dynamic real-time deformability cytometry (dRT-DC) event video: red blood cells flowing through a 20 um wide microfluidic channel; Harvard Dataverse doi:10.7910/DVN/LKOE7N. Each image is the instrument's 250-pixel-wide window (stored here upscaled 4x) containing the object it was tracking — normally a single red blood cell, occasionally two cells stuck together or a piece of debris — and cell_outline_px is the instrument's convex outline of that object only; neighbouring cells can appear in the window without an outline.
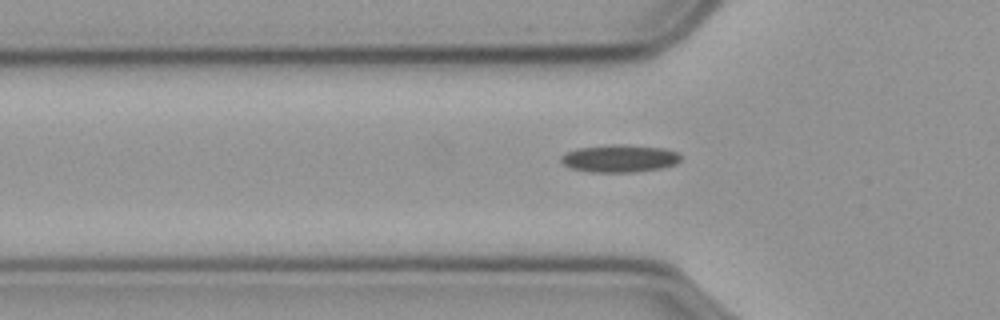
{"species": "common noctule bat (a hibernating species)", "species_latin": "Nyctalus noctula", "temperature_condition": "cold", "stored_images_in_passage": 37, "camera_frame_rate_fps": 3000, "um_per_image_px": 0.085, "animal": {"sex": "male", "body_mass_g": 23.1, "forearm_length_mm": 52.7}, "frame": {"image": 1, "passage_image": 2, "time_ms": 0.333, "image_size_px": [1000, 320], "cell_outline_px": [[680, 160], [676, 164], [660, 168], [632, 172], [596, 172], [572, 168], [564, 164], [560, 160], [560, 156], [576, 148], [616, 144], [620, 144], [664, 148], [676, 152], [680, 156]], "centroid_in_image_um": [52.66, 13.46], "position_along_channel_um": 73.1, "area_um2": 18.96}}
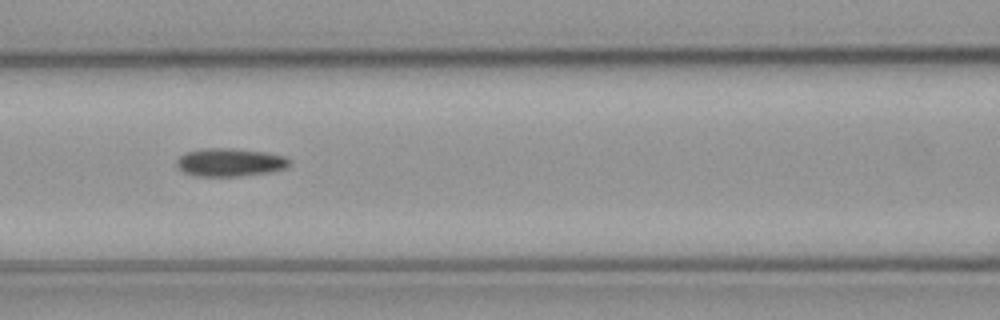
{"frame": {"image": 2, "passage_image": 8, "time_ms": 2.333, "image_size_px": [1000, 320], "cell_outline_px": [[292, 164], [284, 168], [268, 172], [236, 176], [196, 176], [184, 172], [176, 164], [176, 160], [180, 156], [188, 152], [208, 148], [228, 148], [264, 152], [284, 156]], "centroid_in_image_um": [19.53, 13.8], "position_along_channel_um": 147.1, "area_um2": 18.09}}
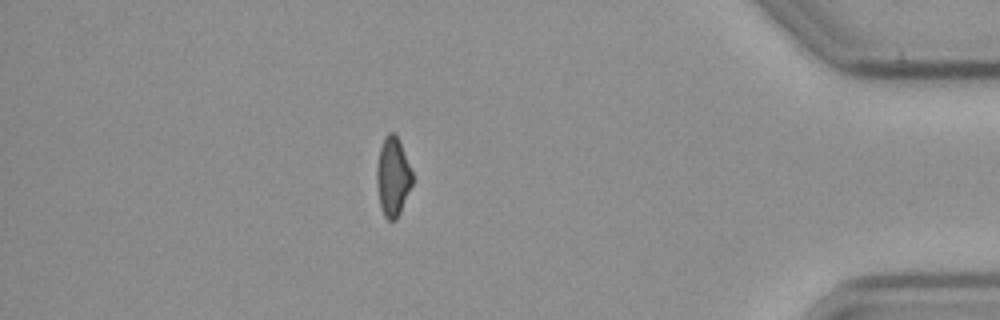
{"frame": {"image": 3, "passage_image": 33, "time_ms": 10.667, "image_size_px": [1000, 320], "cell_outline_px": [[412, 184], [400, 212], [396, 220], [388, 220], [384, 216], [380, 204], [376, 180], [376, 172], [380, 148], [384, 136], [388, 132], [392, 132], [396, 136], [400, 144], [412, 172]], "centroid_in_image_um": [33.37, 15.03], "position_along_channel_um": 401.8, "area_um2": 16.01}}